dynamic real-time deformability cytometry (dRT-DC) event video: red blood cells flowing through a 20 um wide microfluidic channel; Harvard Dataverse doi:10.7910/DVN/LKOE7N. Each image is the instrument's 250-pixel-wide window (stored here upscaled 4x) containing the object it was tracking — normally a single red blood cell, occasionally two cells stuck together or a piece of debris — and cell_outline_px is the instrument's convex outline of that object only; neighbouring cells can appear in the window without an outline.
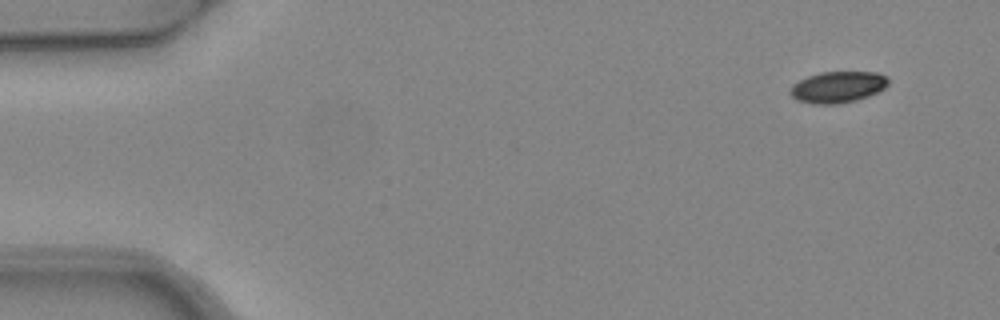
{"species": "common noctule bat (a hibernating species)", "species_latin": "Nyctalus noctula", "temperature_condition": "warm", "stored_images_in_passage": 3, "camera_frame_rate_fps": 3000, "um_per_image_px": 0.085, "animal": {"sex": "female", "body_mass_g": 24.6, "forearm_length_mm": 56.2}, "frame": {"image": 1, "passage_image": 1, "time_ms": 0.0, "image_size_px": [1000, 320], "cell_outline_px": [[888, 84], [884, 88], [868, 96], [856, 100], [836, 104], [812, 104], [796, 100], [788, 92], [792, 84], [808, 76], [820, 72], [880, 72], [888, 76]], "centroid_in_image_um": [71.2, 7.39], "position_along_channel_um": 13.8, "area_um2": 18.03}}
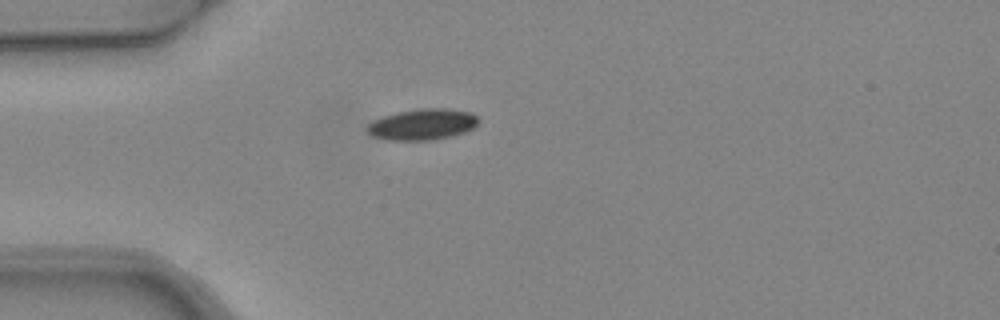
{"frame": {"image": 2, "passage_image": 3, "time_ms": 0.667, "image_size_px": [1000, 320], "cell_outline_px": [[480, 120], [472, 128], [464, 132], [452, 136], [432, 140], [388, 140], [372, 136], [364, 128], [372, 120], [396, 112], [420, 108], [448, 108], [472, 112]], "centroid_in_image_um": [35.89, 10.56], "position_along_channel_um": 49.1, "area_um2": 20.35}}